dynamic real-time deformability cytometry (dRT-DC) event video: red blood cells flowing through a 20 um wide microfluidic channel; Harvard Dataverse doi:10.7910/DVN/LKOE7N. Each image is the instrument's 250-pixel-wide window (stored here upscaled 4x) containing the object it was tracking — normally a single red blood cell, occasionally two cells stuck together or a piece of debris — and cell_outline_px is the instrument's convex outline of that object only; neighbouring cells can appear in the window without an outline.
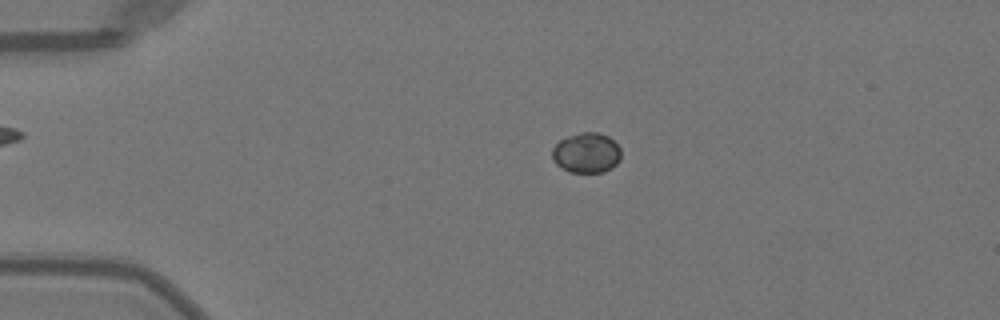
{"species": "Egyptian fruit bat (a non-hibernating species)", "species_latin": "Rousettus aegyptiacus", "temperature_condition": "warm", "stored_images_in_passage": 43, "camera_frame_rate_fps": 3000, "um_per_image_px": 0.085, "animal": {"sex": "female"}, "frame": {"image": 1, "passage_image": 4, "time_ms": 1.0, "image_size_px": [1000, 320], "cell_outline_px": [[620, 160], [612, 168], [604, 172], [568, 172], [556, 164], [552, 160], [552, 148], [560, 140], [568, 136], [580, 132], [596, 132], [608, 136], [620, 148]], "centroid_in_image_um": [49.83, 13.0], "position_along_channel_um": 35.2, "area_um2": 16.18}}
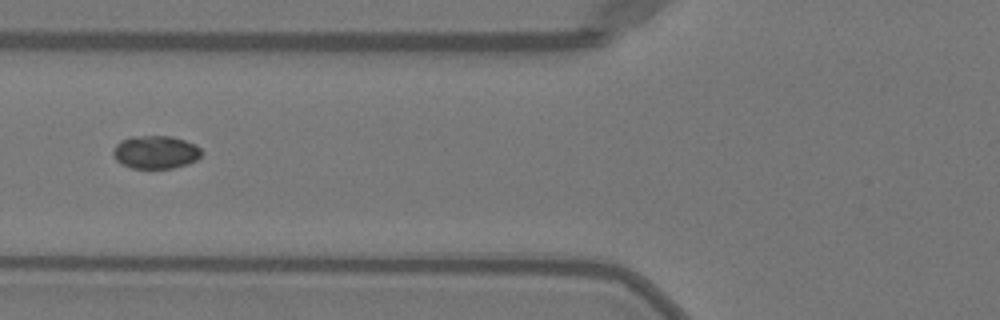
{"frame": {"image": 2, "passage_image": 13, "time_ms": 4.0, "image_size_px": [1000, 320], "cell_outline_px": [[200, 156], [196, 160], [188, 164], [172, 168], [132, 168], [120, 164], [116, 160], [112, 152], [112, 148], [120, 140], [132, 136], [172, 136], [196, 144], [200, 148]], "centroid_in_image_um": [13.19, 12.93], "position_along_channel_um": 112.6, "area_um2": 17.17}}
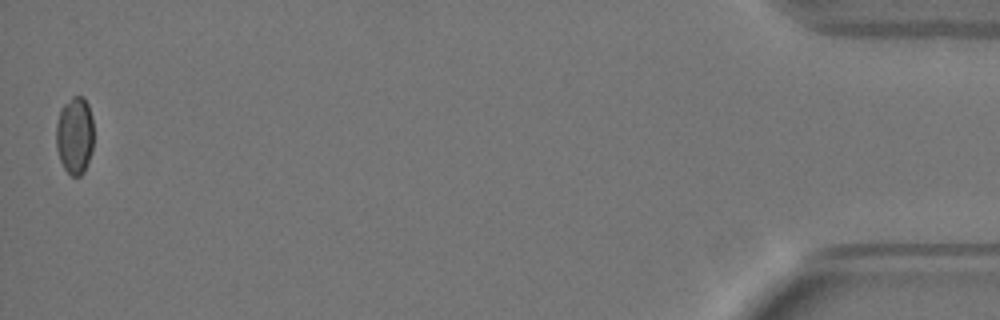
{"frame": {"image": 3, "passage_image": 43, "time_ms": 14.0, "image_size_px": [1000, 320], "cell_outline_px": [[92, 152], [84, 172], [80, 176], [72, 176], [64, 168], [60, 160], [56, 148], [56, 124], [60, 108], [72, 96], [84, 96], [88, 104], [92, 116]], "centroid_in_image_um": [6.34, 11.49], "position_along_channel_um": 428.9, "area_um2": 17.11}, "authors_computed_cell_mechanics": {"area_um2": 17.34, "velocity_mm_per_s": 4.0529, "shape_relaxation_time_tau1_ms": null, "shape_relaxation_time_tau2_ms": 1.2501, "deformation_change_tau1": null, "deformation_change_tau2": 0.0201}}